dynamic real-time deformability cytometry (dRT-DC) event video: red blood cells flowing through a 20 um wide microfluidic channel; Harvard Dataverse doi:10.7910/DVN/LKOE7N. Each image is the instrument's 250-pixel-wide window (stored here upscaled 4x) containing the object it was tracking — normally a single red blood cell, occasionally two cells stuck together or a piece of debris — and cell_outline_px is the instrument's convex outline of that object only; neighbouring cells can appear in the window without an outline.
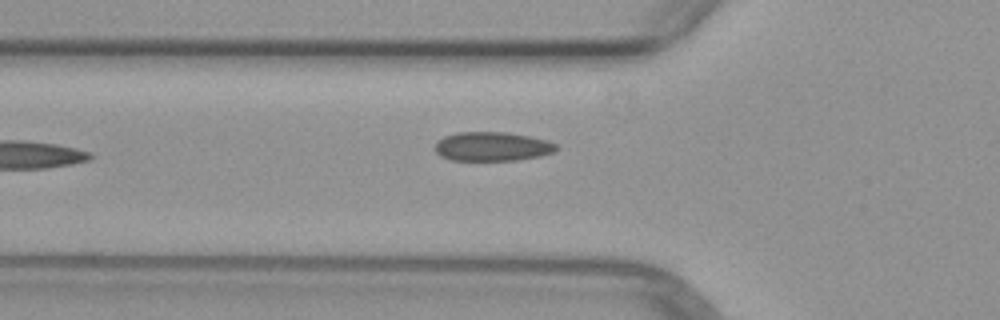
{"species": "common noctule bat (a hibernating species)", "species_latin": "Nyctalus noctula", "temperature_condition": "warm", "stored_images_in_passage": 3, "camera_frame_rate_fps": 3000, "um_per_image_px": 0.085, "animal": {"sex": "female", "body_mass_g": 29.2, "forearm_length_mm": 56.3}, "frame": {"image": 1, "passage_image": 3, "time_ms": 2.333, "image_size_px": [1000, 320], "cell_outline_px": [[560, 148], [556, 152], [540, 156], [516, 160], [452, 160], [440, 156], [436, 152], [436, 144], [444, 136], [456, 132], [508, 132], [548, 140], [556, 144]], "centroid_in_image_um": [41.89, 12.45], "position_along_channel_um": 83.9, "area_um2": 20.63}}